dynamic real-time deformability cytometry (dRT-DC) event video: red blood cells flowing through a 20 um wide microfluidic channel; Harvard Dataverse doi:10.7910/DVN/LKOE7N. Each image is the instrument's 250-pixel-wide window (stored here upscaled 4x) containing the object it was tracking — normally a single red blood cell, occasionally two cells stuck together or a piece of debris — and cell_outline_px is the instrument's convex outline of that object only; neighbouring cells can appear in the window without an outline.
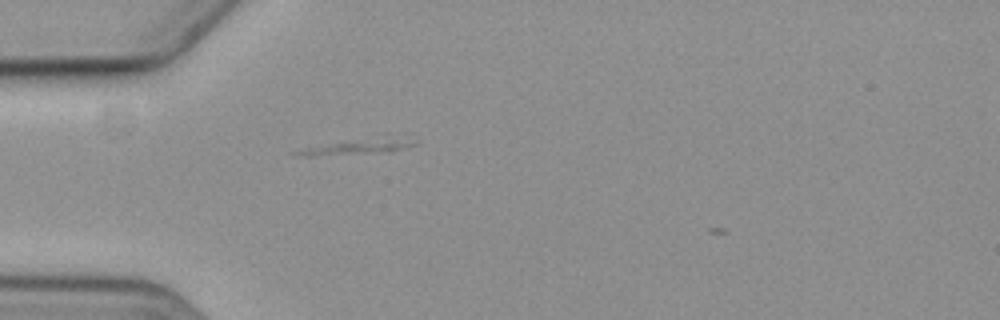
{"species": "common noctule bat (a hibernating species)", "species_latin": "Nyctalus noctula", "temperature_condition": "cold", "stored_images_in_passage": 3, "camera_frame_rate_fps": 3000, "um_per_image_px": 0.085, "animal": {"sex": "female", "body_mass_g": 19.3, "forearm_length_mm": 54.1}, "frame": {"image": 1, "passage_image": 3, "time_ms": 2.333, "image_size_px": [1000, 320], "cell_outline_px": [[420, 140], [416, 144], [408, 148], [392, 152], [312, 156], [300, 156], [288, 152], [304, 148], [380, 132], [388, 132]], "centroid_in_image_um": [30.66, 12.36], "position_along_channel_um": 54.3, "area_um2": 12.48}}